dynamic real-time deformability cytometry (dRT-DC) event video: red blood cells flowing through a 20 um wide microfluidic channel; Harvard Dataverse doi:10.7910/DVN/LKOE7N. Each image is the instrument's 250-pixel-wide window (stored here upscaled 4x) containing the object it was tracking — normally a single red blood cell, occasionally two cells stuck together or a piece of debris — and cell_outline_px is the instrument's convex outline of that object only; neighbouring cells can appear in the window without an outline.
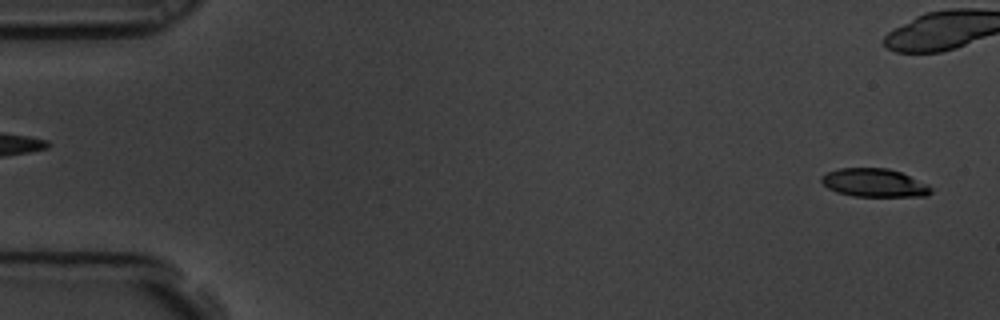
{"species": "common noctule bat (a hibernating species)", "species_latin": "Nyctalus noctula", "temperature_condition": "room temperature", "stored_images_in_passage": 4, "camera_frame_rate_fps": 3000, "um_per_image_px": 0.085, "animal": {"sex": "male", "body_mass_g": 19.5, "forearm_length_mm": 54.6}, "frame": {"image": 1, "passage_image": 4, "time_ms": 1.0, "image_size_px": [1000, 320], "cell_outline_px": [[932, 192], [928, 196], [852, 196], [836, 192], [828, 188], [820, 180], [820, 176], [828, 172], [840, 168], [888, 168], [900, 172], [928, 184], [932, 188]], "centroid_in_image_um": [74.31, 15.54], "position_along_channel_um": 10.7, "area_um2": 18.09}}